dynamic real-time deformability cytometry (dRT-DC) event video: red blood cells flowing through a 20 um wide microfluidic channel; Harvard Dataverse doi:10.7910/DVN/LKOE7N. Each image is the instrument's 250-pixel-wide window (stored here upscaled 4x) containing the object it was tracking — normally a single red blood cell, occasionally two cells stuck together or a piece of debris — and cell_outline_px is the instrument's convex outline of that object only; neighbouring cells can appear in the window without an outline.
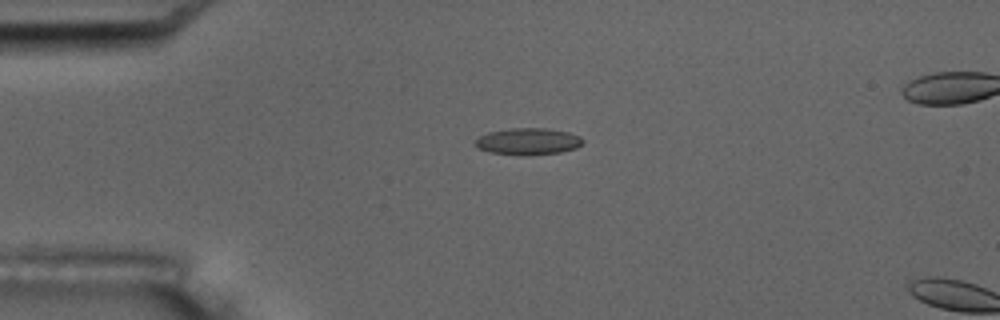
{"species": "common noctule bat (a hibernating species)", "species_latin": "Nyctalus noctula", "temperature_condition": "room temperature", "stored_images_in_passage": 2, "camera_frame_rate_fps": 3000, "um_per_image_px": 0.085, "animal": {"sex": "male", "body_mass_g": 17.5, "forearm_length_mm": 52.3}, "frame": {"image": 1, "passage_image": 1, "time_ms": 0.0, "image_size_px": [1000, 320], "cell_outline_px": [[584, 140], [576, 148], [560, 152], [524, 156], [520, 156], [488, 152], [476, 148], [472, 144], [480, 136], [488, 132], [508, 128], [548, 128], [568, 132], [580, 136]], "centroid_in_image_um": [44.83, 12.03], "position_along_channel_um": 40.2, "area_um2": 17.05}}